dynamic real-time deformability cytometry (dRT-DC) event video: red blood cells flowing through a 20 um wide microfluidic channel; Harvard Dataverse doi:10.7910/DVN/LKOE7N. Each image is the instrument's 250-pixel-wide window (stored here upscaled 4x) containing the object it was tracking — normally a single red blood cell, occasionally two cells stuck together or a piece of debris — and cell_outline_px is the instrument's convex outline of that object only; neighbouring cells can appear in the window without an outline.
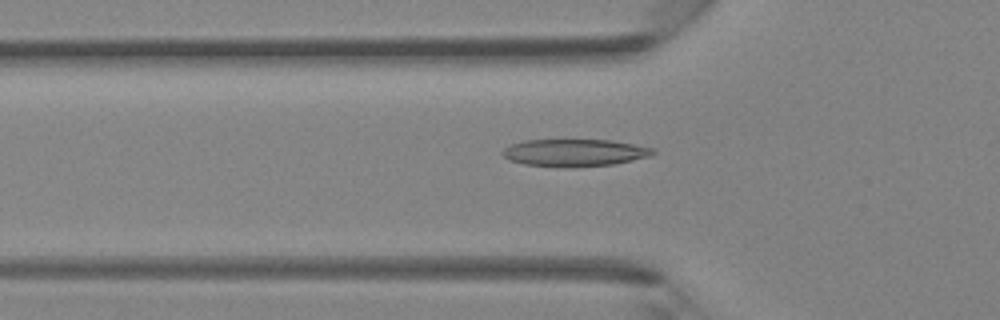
{"species": "Egyptian fruit bat (a non-hibernating species)", "species_latin": "Rousettus aegyptiacus", "temperature_condition": "room temperature", "stored_images_in_passage": 42, "camera_frame_rate_fps": 3000, "um_per_image_px": 0.085, "animal": {"sex": "female"}, "frame": {"image": 1, "passage_image": 14, "time_ms": 4.333, "image_size_px": [1000, 320], "cell_outline_px": [[656, 152], [648, 156], [632, 160], [612, 164], [572, 168], [556, 168], [524, 164], [508, 160], [500, 152], [504, 148], [512, 144], [524, 140], [608, 140], [632, 144], [652, 148]], "centroid_in_image_um": [48.76, 13.0], "position_along_channel_um": 77.0, "area_um2": 23.99}}
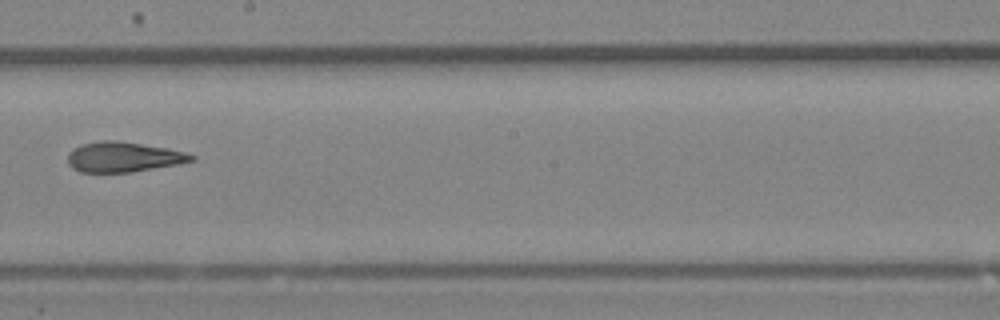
{"frame": {"image": 2, "passage_image": 24, "time_ms": 7.667, "image_size_px": [1000, 320], "cell_outline_px": [[196, 160], [176, 164], [132, 172], [80, 172], [72, 168], [68, 164], [68, 152], [80, 144], [100, 140], [116, 140], [168, 148], [184, 152], [196, 156]], "centroid_in_image_um": [10.46, 13.34], "position_along_channel_um": 237.7, "area_um2": 21.73}}
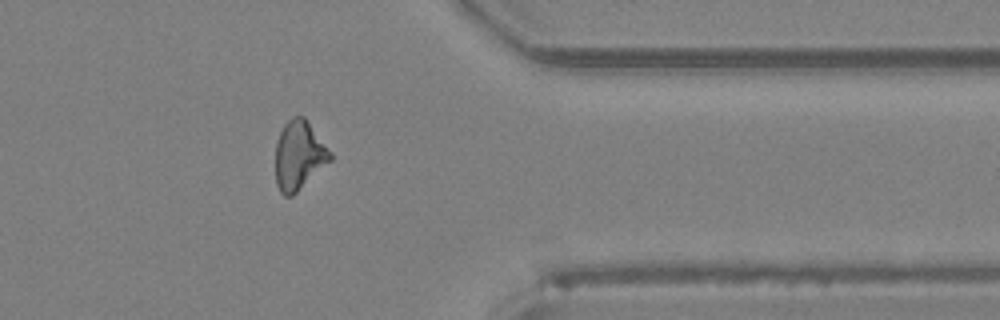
{"frame": {"image": 3, "passage_image": 34, "time_ms": 11.0, "image_size_px": [1000, 320], "cell_outline_px": [[332, 160], [292, 196], [284, 196], [280, 192], [276, 184], [276, 140], [284, 124], [292, 116], [304, 116], [308, 120], [332, 152]], "centroid_in_image_um": [25.42, 13.18], "position_along_channel_um": 386.0, "area_um2": 22.2}}